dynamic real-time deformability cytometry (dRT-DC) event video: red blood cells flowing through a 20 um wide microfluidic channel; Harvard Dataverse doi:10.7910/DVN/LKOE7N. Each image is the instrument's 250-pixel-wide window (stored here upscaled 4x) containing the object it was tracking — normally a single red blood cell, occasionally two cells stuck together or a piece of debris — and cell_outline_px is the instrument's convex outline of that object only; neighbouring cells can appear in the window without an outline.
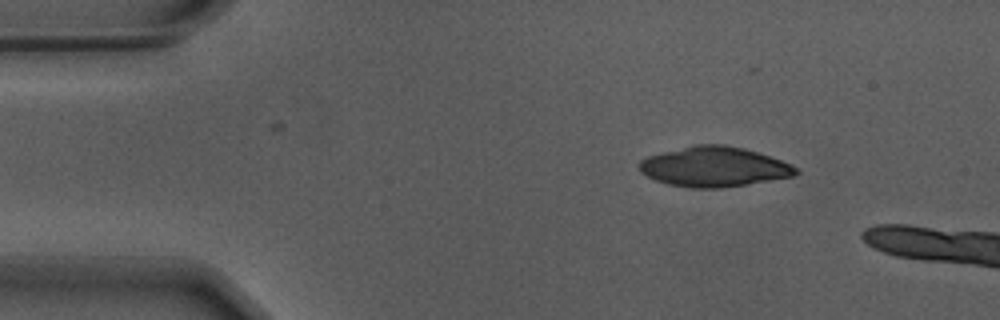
{"species": "Egyptian fruit bat (a non-hibernating species)", "species_latin": "Rousettus aegyptiacus", "temperature_condition": "warm", "stored_images_in_passage": 11, "camera_frame_rate_fps": 3000, "um_per_image_px": 0.085, "animal": {"sex": "male"}, "frame": {"image": 1, "passage_image": 7, "time_ms": 2.0, "image_size_px": [1000, 320], "cell_outline_px": [[800, 172], [792, 176], [744, 184], [716, 188], [692, 188], [668, 184], [656, 180], [640, 172], [640, 160], [648, 156], [696, 144], [724, 144], [744, 148], [792, 164]], "centroid_in_image_um": [60.68, 14.17], "position_along_channel_um": 24.3, "area_um2": 35.89}}